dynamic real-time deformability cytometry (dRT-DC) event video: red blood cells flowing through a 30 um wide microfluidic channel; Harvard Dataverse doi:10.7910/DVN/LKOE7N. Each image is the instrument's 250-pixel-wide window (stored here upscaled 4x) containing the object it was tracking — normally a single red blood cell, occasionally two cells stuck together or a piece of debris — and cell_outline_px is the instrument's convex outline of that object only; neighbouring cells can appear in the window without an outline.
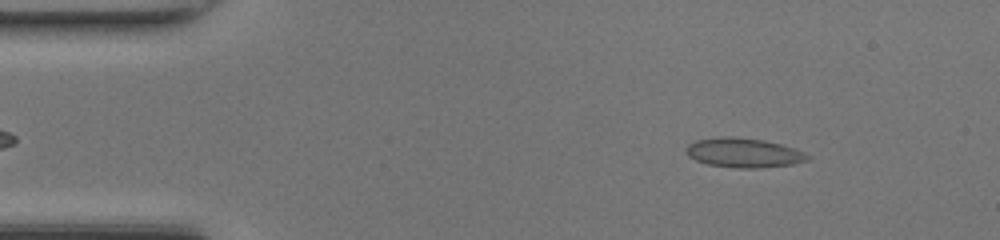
{"species": "common noctule bat (a hibernating species)", "species_latin": "Nyctalus noctula", "temperature_condition": "room temperature", "stored_images_in_passage": 46, "camera_frame_rate_fps": 3000, "um_per_image_px": 0.085, "animal": {"sex": "female", "body_mass_g": 17.0, "forearm_length_mm": 48.0}, "frame": {"image": 1, "passage_image": 5, "time_ms": 1.333, "image_size_px": [1000, 240], "cell_outline_px": [[812, 156], [808, 160], [792, 164], [760, 168], [736, 168], [708, 164], [696, 160], [688, 156], [684, 148], [688, 144], [696, 140], [728, 136], [732, 136], [764, 140], [796, 148]], "centroid_in_image_um": [63.23, 12.98], "position_along_channel_um": 21.8, "area_um2": 20.92}}
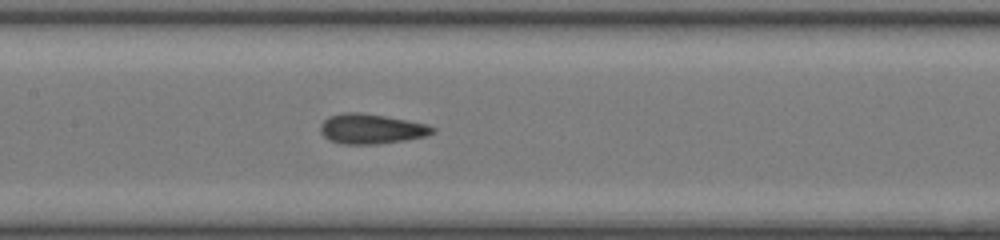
{"frame": {"image": 2, "passage_image": 21, "time_ms": 6.667, "image_size_px": [1000, 240], "cell_outline_px": [[436, 132], [424, 136], [404, 140], [380, 144], [340, 144], [328, 140], [320, 132], [320, 124], [328, 116], [344, 112], [360, 112], [384, 116], [424, 124], [436, 128]], "centroid_in_image_um": [31.5, 10.96], "position_along_channel_um": 175.9, "area_um2": 19.54}}
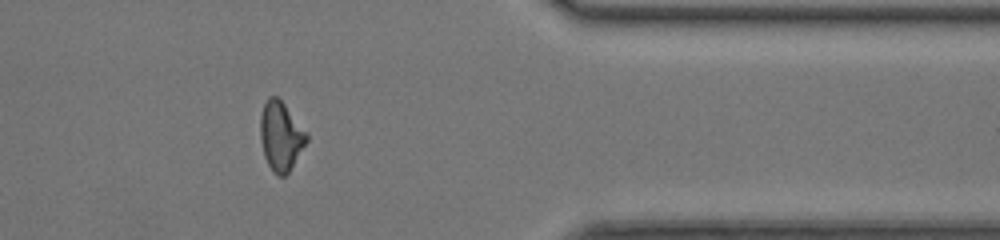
{"frame": {"image": 3, "passage_image": 37, "time_ms": 12.0, "image_size_px": [1000, 240], "cell_outline_px": [[308, 140], [288, 172], [284, 176], [276, 176], [272, 172], [264, 156], [260, 140], [260, 116], [264, 104], [268, 96], [276, 96], [284, 104], [308, 132]], "centroid_in_image_um": [23.86, 11.57], "position_along_channel_um": 387.5, "area_um2": 18.67}, "authors_computed_cell_mechanics": {"area_um2": 19.1607, "velocity_mm_per_s": 4.3642, "shape_relaxation_time_tau1_ms": null, "shape_relaxation_time_tau2_ms": 1.8073, "deformation_change_tau1": null, "deformation_change_tau2": 0.0899}}